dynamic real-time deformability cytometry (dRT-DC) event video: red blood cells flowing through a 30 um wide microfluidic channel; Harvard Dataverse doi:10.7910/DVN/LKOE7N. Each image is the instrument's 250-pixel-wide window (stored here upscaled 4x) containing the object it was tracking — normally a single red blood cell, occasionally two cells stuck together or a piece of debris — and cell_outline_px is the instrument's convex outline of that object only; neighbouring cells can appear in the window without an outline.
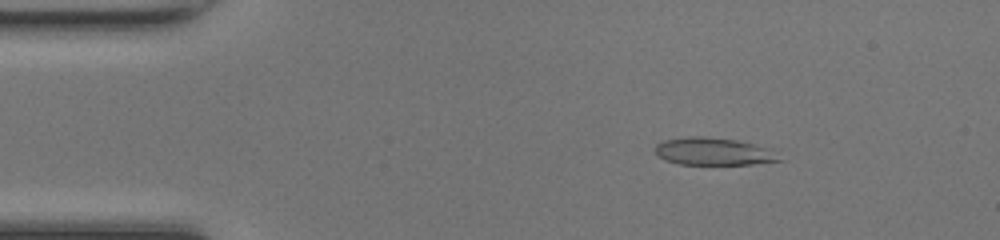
{"species": "common noctule bat (a hibernating species)", "species_latin": "Nyctalus noctula", "temperature_condition": "room temperature", "stored_images_in_passage": 47, "camera_frame_rate_fps": 3000, "um_per_image_px": 0.085, "animal": {"sex": "female", "body_mass_g": 17.0, "forearm_length_mm": 48.0}, "frame": {"image": 1, "passage_image": 7, "time_ms": 2.0, "image_size_px": [1000, 240], "cell_outline_px": [[784, 160], [752, 164], [680, 164], [664, 160], [656, 152], [656, 144], [664, 140], [688, 136], [704, 136], [736, 140], [768, 148]], "centroid_in_image_um": [60.63, 12.87], "position_along_channel_um": 24.4, "area_um2": 19.65}}
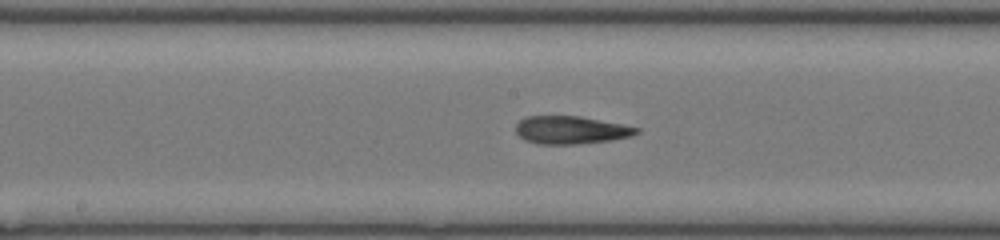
{"frame": {"image": 2, "passage_image": 24, "time_ms": 7.667, "image_size_px": [1000, 240], "cell_outline_px": [[640, 132], [632, 136], [612, 140], [576, 144], [536, 144], [524, 140], [516, 132], [516, 124], [520, 120], [528, 116], [580, 116], [640, 128]], "centroid_in_image_um": [48.52, 11.06], "position_along_channel_um": 199.7, "area_um2": 19.59}}
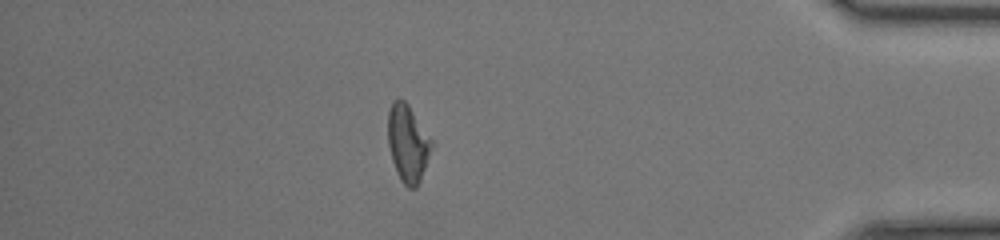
{"frame": {"image": 3, "passage_image": 41, "time_ms": 13.333, "image_size_px": [1000, 240], "cell_outline_px": [[432, 144], [420, 180], [416, 188], [408, 188], [400, 180], [396, 172], [392, 160], [388, 144], [388, 112], [392, 100], [404, 100], [408, 104], [432, 140]], "centroid_in_image_um": [34.63, 12.18], "position_along_channel_um": 400.6, "area_um2": 19.31}, "authors_computed_cell_mechanics": {"area_um2": 19.8254, "velocity_mm_per_s": 4.3303, "shape_relaxation_time_tau1_ms": 7.7996, "shape_relaxation_time_tau2_ms": 2.8726, "deformation_change_tau1": 0.2459, "deformation_change_tau2": 0.1315}}